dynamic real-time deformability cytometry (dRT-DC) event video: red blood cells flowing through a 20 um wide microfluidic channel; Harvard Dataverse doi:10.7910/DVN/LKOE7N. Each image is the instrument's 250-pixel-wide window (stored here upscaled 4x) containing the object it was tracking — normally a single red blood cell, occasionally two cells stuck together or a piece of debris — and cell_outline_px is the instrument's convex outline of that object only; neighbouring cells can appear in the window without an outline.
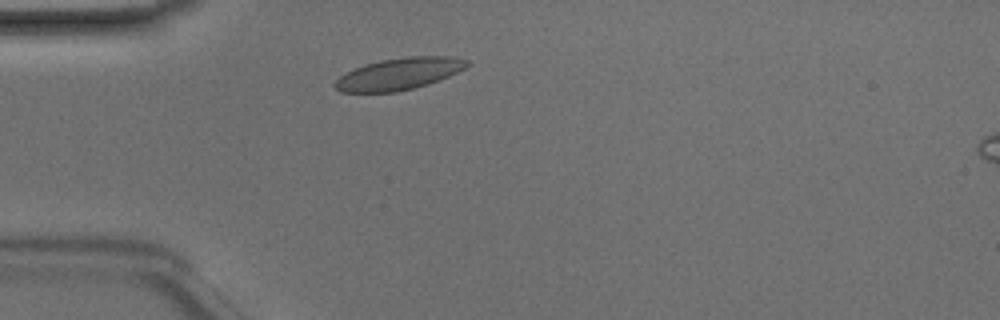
{"species": "Egyptian fruit bat (a non-hibernating species)", "species_latin": "Rousettus aegyptiacus", "temperature_condition": "room temperature", "stored_images_in_passage": 36, "camera_frame_rate_fps": 3000, "um_per_image_px": 0.085, "animal": {"sex": "male"}, "frame": {"image": 1, "passage_image": 1, "time_ms": 0.0, "image_size_px": [1000, 320], "cell_outline_px": [[472, 64], [448, 76], [428, 84], [396, 92], [340, 92], [332, 84], [340, 76], [352, 68], [384, 60], [408, 56], [452, 56], [468, 60]], "centroid_in_image_um": [33.92, 6.27], "position_along_channel_um": 51.1, "area_um2": 24.33}}
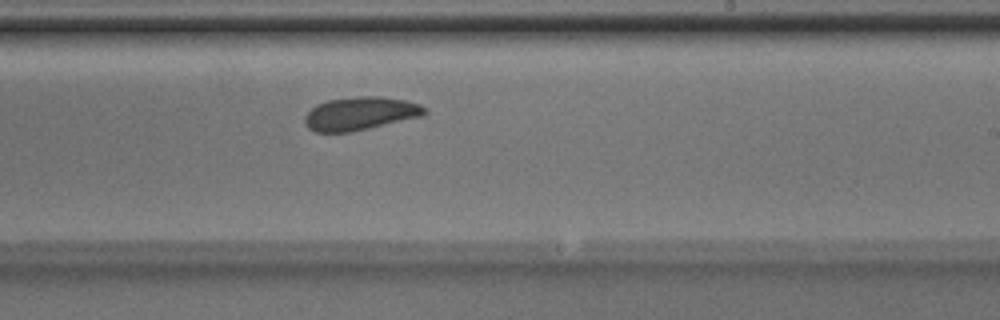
{"frame": {"image": 2, "passage_image": 17, "time_ms": 5.333, "image_size_px": [1000, 320], "cell_outline_px": [[428, 112], [424, 116], [352, 132], [316, 132], [308, 128], [304, 124], [304, 116], [316, 104], [328, 100], [360, 96], [380, 96], [404, 100], [420, 104], [428, 108]], "centroid_in_image_um": [30.65, 9.65], "position_along_channel_um": 258.4, "area_um2": 23.47}}
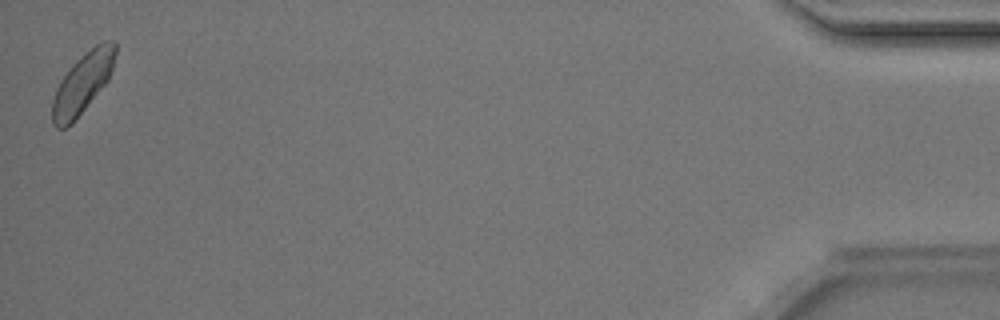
{"frame": {"image": 3, "passage_image": 36, "time_ms": 11.667, "image_size_px": [1000, 320], "cell_outline_px": [[116, 52], [112, 68], [108, 80], [72, 124], [64, 128], [56, 128], [52, 124], [52, 100], [56, 88], [60, 80], [72, 64], [76, 60], [100, 40], [116, 40]], "centroid_in_image_um": [7.01, 7.04], "position_along_channel_um": 428.2, "area_um2": 22.25}, "authors_computed_cell_mechanics": {"area_um2": 22.7732, "velocity_mm_per_s": 4.1203, "shape_relaxation_time_tau1_ms": 4.2734, "shape_relaxation_time_tau2_ms": null, "deformation_change_tau1": 0.0652, "deformation_change_tau2": null}}